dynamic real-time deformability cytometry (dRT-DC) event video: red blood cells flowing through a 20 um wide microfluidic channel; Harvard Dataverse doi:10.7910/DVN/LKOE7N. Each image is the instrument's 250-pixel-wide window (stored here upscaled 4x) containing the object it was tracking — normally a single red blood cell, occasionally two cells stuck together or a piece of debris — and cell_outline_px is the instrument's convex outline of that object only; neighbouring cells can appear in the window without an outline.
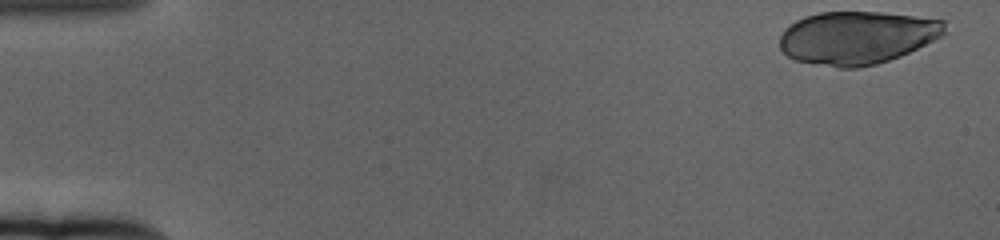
{"species": "human", "species_latin": "Homo sapiens", "temperature_condition": "cold", "stored_images_in_passage": 59, "camera_frame_rate_fps": 3000, "um_per_image_px": 0.085, "donor": {"sex": "female"}, "frame": {"image": 1, "passage_image": 1, "time_ms": 0.0, "image_size_px": [1000, 240], "cell_outline_px": [[944, 32], [940, 36], [900, 56], [876, 64], [856, 68], [840, 68], [796, 60], [788, 56], [780, 48], [780, 36], [784, 28], [796, 20], [820, 12], [880, 12], [944, 20]], "centroid_in_image_um": [72.8, 3.2], "position_along_channel_um": 12.2, "area_um2": 50.4}}
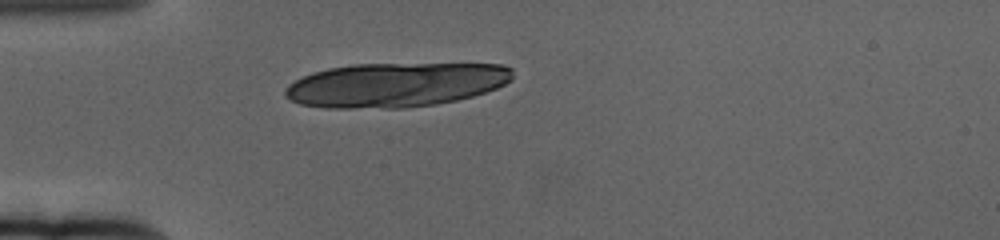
{"frame": {"image": 2, "passage_image": 16, "time_ms": 5.0, "image_size_px": [1000, 240], "cell_outline_px": [[512, 80], [496, 88], [472, 96], [456, 100], [436, 104], [404, 108], [328, 108], [300, 104], [284, 96], [284, 88], [288, 84], [312, 72], [328, 68], [352, 64], [500, 64], [512, 68]], "centroid_in_image_um": [33.59, 7.21], "position_along_channel_um": 51.4, "area_um2": 58.84}}